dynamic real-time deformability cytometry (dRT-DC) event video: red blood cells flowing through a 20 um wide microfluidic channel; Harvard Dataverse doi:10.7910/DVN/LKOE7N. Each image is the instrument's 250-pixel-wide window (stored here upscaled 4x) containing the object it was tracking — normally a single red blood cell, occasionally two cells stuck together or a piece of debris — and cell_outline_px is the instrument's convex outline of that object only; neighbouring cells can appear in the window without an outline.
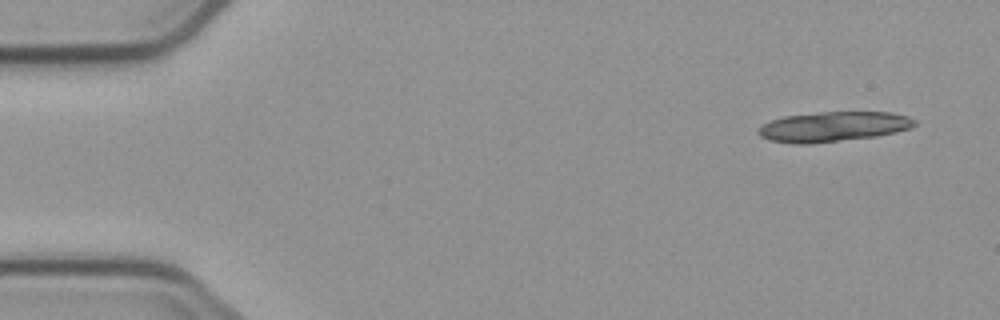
{"species": "common noctule bat (a hibernating species)", "species_latin": "Nyctalus noctula", "temperature_condition": "cold", "stored_images_in_passage": 8, "camera_frame_rate_fps": 3000, "um_per_image_px": 0.085, "animal": {"sex": "male", "body_mass_g": 23.1, "forearm_length_mm": 52.7}, "frame": {"image": 1, "passage_image": 1, "time_ms": 0.0, "image_size_px": [1000, 320], "cell_outline_px": [[916, 124], [912, 128], [896, 132], [876, 136], [808, 144], [792, 144], [768, 140], [760, 136], [756, 132], [756, 128], [760, 124], [768, 120], [784, 116], [820, 112], [892, 112], [908, 116], [916, 120]], "centroid_in_image_um": [70.77, 10.76], "position_along_channel_um": 14.2, "area_um2": 27.69}}
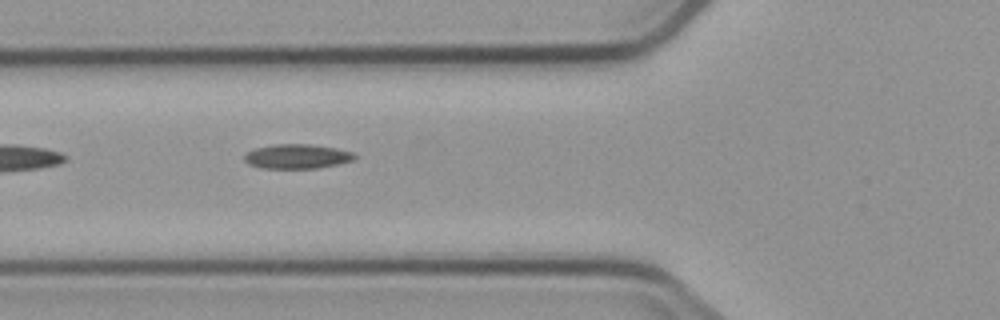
{"frame": {"image": 2, "passage_image": 6, "time_ms": 5.667, "image_size_px": [1000, 320], "cell_outline_px": [[356, 156], [352, 160], [340, 164], [316, 168], [260, 168], [248, 164], [244, 160], [244, 156], [248, 152], [256, 148], [272, 144], [308, 144], [336, 148], [352, 152]], "centroid_in_image_um": [25.23, 13.29], "position_along_channel_um": 100.6, "area_um2": 15.66}}
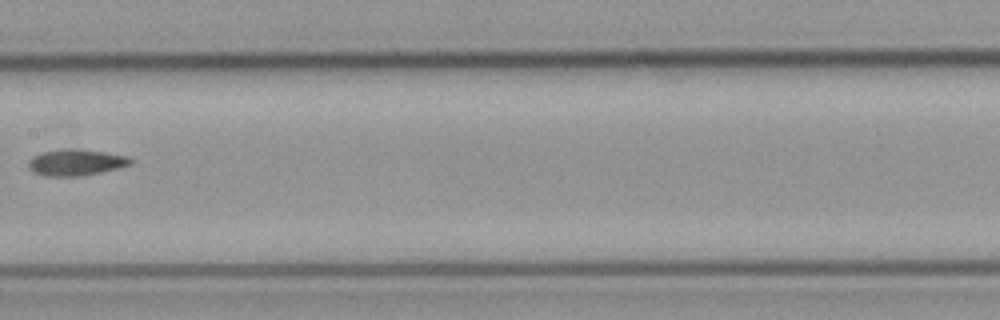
{"frame": {"image": 3, "passage_image": 8, "time_ms": 8.333, "image_size_px": [1000, 320], "cell_outline_px": [[132, 164], [84, 176], [44, 176], [32, 172], [28, 168], [28, 160], [32, 156], [40, 152], [64, 148], [72, 148], [104, 152], [128, 156], [132, 160]], "centroid_in_image_um": [6.39, 13.8], "position_along_channel_um": 201.0, "area_um2": 15.84}}